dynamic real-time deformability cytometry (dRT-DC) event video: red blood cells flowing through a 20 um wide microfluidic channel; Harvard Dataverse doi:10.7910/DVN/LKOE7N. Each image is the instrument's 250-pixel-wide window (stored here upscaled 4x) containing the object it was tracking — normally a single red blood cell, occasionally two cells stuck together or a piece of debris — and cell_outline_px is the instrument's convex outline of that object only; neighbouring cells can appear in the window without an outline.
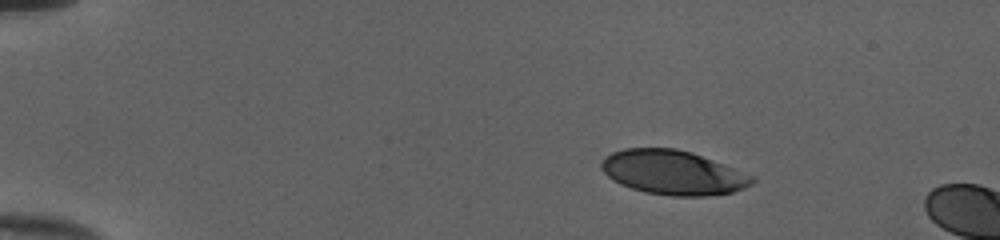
{"species": "human", "species_latin": "Homo sapiens", "temperature_condition": "cold", "stored_images_in_passage": 7, "camera_frame_rate_fps": 3000, "um_per_image_px": 0.085, "donor": {"sex": "female"}, "frame": {"image": 1, "passage_image": 1, "time_ms": 0.0, "image_size_px": [1000, 240], "cell_outline_px": [[756, 180], [752, 184], [744, 188], [732, 192], [708, 196], [672, 196], [644, 192], [620, 184], [612, 180], [600, 168], [600, 164], [604, 156], [612, 152], [624, 148], [676, 148], [692, 152], [756, 176]], "centroid_in_image_um": [57.21, 14.66], "position_along_channel_um": 27.8, "area_um2": 39.25}}